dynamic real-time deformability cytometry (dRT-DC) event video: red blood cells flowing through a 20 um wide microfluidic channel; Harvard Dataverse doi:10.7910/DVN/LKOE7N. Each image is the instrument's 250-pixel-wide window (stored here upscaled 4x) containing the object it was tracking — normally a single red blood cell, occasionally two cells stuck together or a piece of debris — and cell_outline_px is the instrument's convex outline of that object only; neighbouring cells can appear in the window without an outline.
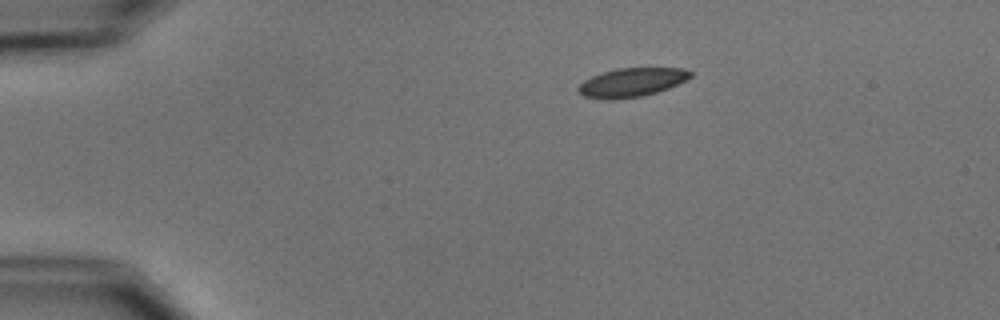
{"species": "common noctule bat (a hibernating species)", "species_latin": "Nyctalus noctula", "temperature_condition": "cold", "stored_images_in_passage": 4, "camera_frame_rate_fps": 3000, "um_per_image_px": 0.085, "animal": {"sex": "male", "body_mass_g": 15.6}, "frame": {"image": 1, "passage_image": 1, "time_ms": 0.0, "image_size_px": [1000, 320], "cell_outline_px": [[692, 76], [668, 88], [644, 96], [612, 100], [608, 100], [584, 96], [576, 88], [584, 80], [592, 76], [616, 68], [684, 68], [692, 72]], "centroid_in_image_um": [53.68, 7.0], "position_along_channel_um": 31.3, "area_um2": 18.73}}
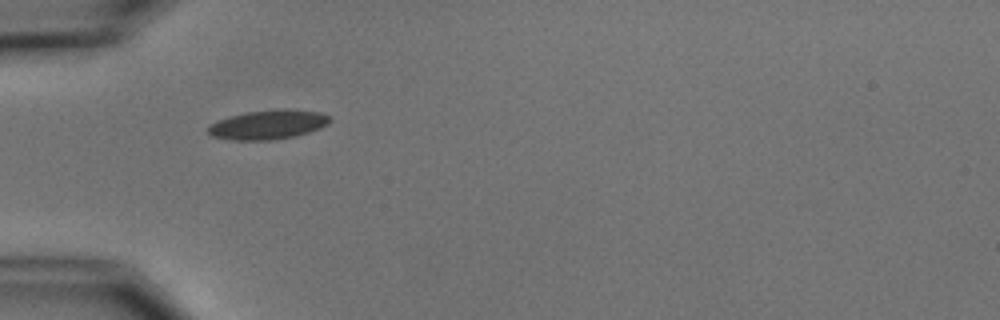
{"frame": {"image": 2, "passage_image": 3, "time_ms": 2.333, "image_size_px": [1000, 320], "cell_outline_px": [[332, 120], [328, 124], [320, 128], [308, 132], [292, 136], [272, 140], [232, 140], [212, 136], [208, 132], [208, 124], [232, 116], [248, 112], [280, 108], [284, 108], [320, 112], [328, 116]], "centroid_in_image_um": [22.8, 10.59], "position_along_channel_um": 62.2, "area_um2": 20.63}}